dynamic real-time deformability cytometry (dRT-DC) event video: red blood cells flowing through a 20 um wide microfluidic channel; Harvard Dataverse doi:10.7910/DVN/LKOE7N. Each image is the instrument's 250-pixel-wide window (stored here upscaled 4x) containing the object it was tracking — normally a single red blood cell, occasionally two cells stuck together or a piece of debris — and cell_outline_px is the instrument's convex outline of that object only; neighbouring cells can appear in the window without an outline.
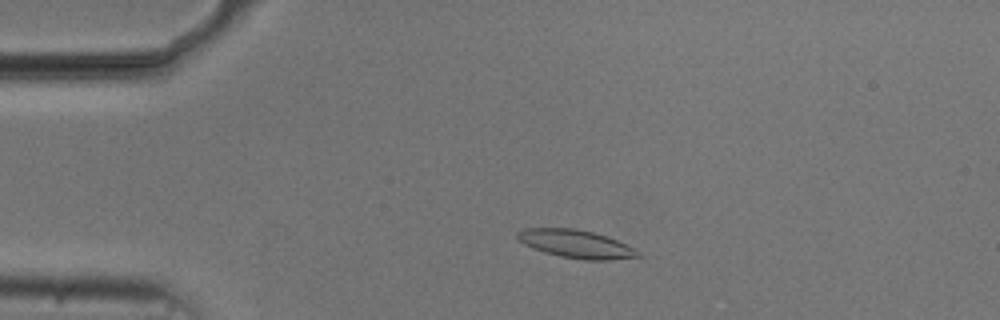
{"species": "common noctule bat (a hibernating species)", "species_latin": "Nyctalus noctula", "temperature_condition": "cold", "stored_images_in_passage": 47, "camera_frame_rate_fps": 3000, "um_per_image_px": 0.085, "animal": {"sex": "male", "body_mass_g": 20.5, "forearm_length_mm": 52.5}, "frame": {"image": 1, "passage_image": 5, "time_ms": 1.333, "image_size_px": [1000, 320], "cell_outline_px": [[644, 256], [608, 260], [584, 260], [560, 256], [544, 252], [524, 244], [516, 236], [516, 232], [524, 228], [576, 228], [608, 236], [640, 252]], "centroid_in_image_um": [48.96, 20.73], "position_along_channel_um": 36.0, "area_um2": 19.65}}
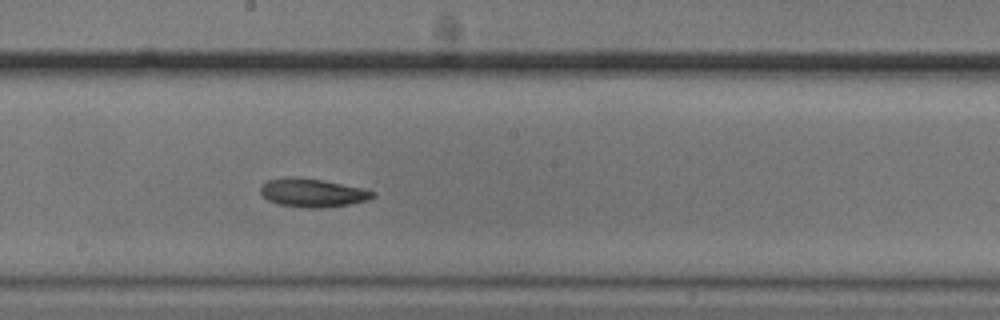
{"frame": {"image": 2, "passage_image": 23, "time_ms": 7.333, "image_size_px": [1000, 320], "cell_outline_px": [[376, 196], [368, 200], [328, 208], [308, 208], [276, 204], [268, 200], [260, 192], [260, 188], [268, 180], [324, 180], [360, 188], [376, 192]], "centroid_in_image_um": [26.64, 16.45], "position_along_channel_um": 221.6, "area_um2": 17.8}}
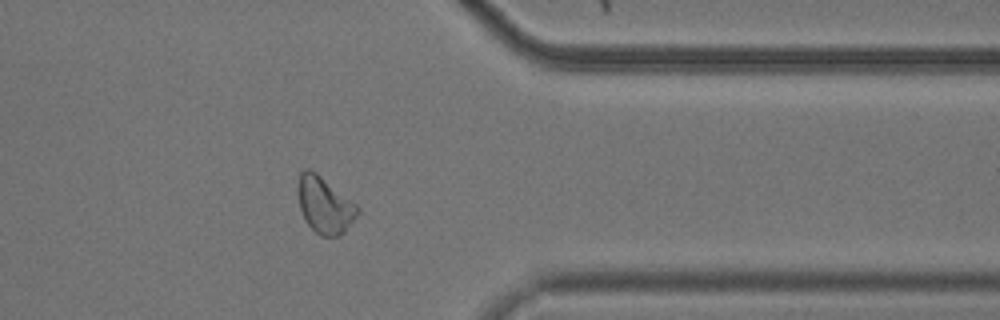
{"frame": {"image": 3, "passage_image": 37, "time_ms": 12.0, "image_size_px": [1000, 320], "cell_outline_px": [[360, 212], [344, 232], [336, 236], [320, 236], [304, 220], [300, 212], [296, 188], [296, 184], [300, 172], [304, 168], [308, 168], [316, 172], [356, 204], [360, 208]], "centroid_in_image_um": [27.55, 17.41], "position_along_channel_um": 383.9, "area_um2": 19.83}, "authors_computed_cell_mechanics": {"area_um2": 19.074, "velocity_mm_per_s": 3.7122, "shape_relaxation_time_tau1_ms": 4.8327, "shape_relaxation_time_tau2_ms": 7.9747, "deformation_change_tau1": 0.1142, "deformation_change_tau2": 0.1568}}